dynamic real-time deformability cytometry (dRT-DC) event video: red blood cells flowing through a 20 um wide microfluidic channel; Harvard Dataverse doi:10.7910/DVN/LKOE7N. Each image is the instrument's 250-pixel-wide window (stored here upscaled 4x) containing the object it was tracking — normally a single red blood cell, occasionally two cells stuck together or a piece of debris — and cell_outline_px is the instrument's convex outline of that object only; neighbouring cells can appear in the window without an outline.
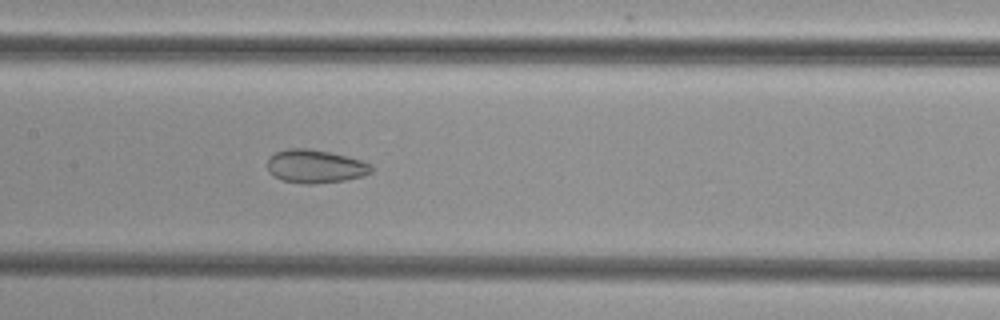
{"species": "common noctule bat (a hibernating species)", "species_latin": "Nyctalus noctula", "temperature_condition": "cold", "stored_images_in_passage": 42, "camera_frame_rate_fps": 3000, "um_per_image_px": 0.085, "animal": {"sex": "female", "body_mass_g": 29.2, "forearm_length_mm": 56.3}, "frame": {"image": 1, "passage_image": 20, "time_ms": 6.333, "image_size_px": [1000, 320], "cell_outline_px": [[372, 172], [364, 176], [344, 180], [312, 184], [304, 184], [280, 180], [268, 172], [268, 156], [276, 152], [288, 148], [308, 148], [348, 156], [372, 164]], "centroid_in_image_um": [26.78, 14.14], "position_along_channel_um": 180.6, "area_um2": 20.35}}
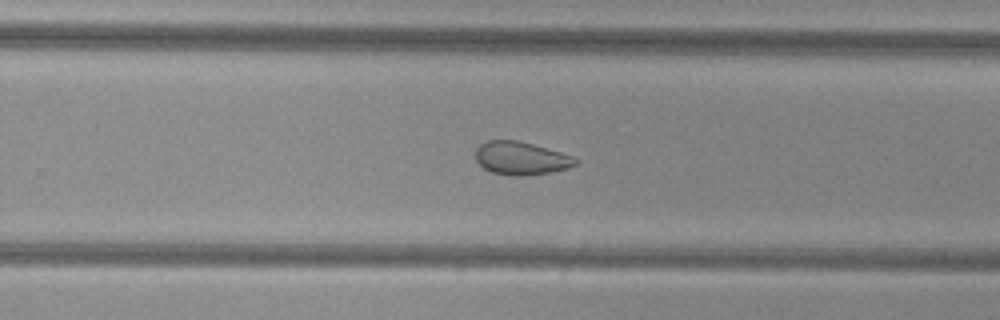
{"frame": {"image": 2, "passage_image": 28, "time_ms": 9.0, "image_size_px": [1000, 320], "cell_outline_px": [[580, 160], [576, 164], [568, 168], [548, 172], [520, 176], [508, 176], [492, 172], [484, 168], [476, 160], [476, 148], [480, 144], [488, 140], [516, 140], [532, 144], [560, 152], [572, 156]], "centroid_in_image_um": [44.27, 13.45], "position_along_channel_um": 285.5, "area_um2": 19.13}}
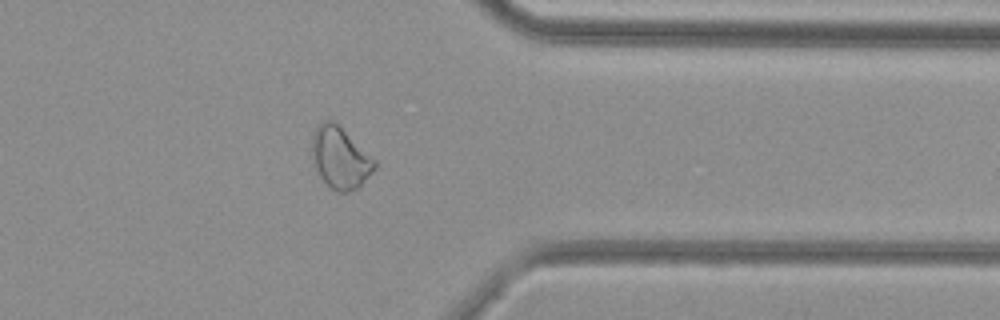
{"frame": {"image": 3, "passage_image": 36, "time_ms": 11.667, "image_size_px": [1000, 320], "cell_outline_px": [[376, 168], [356, 188], [348, 192], [336, 192], [316, 172], [312, 164], [312, 136], [316, 128], [324, 120], [332, 120], [376, 160]], "centroid_in_image_um": [28.88, 13.43], "position_along_channel_um": 382.5, "area_um2": 22.08}}